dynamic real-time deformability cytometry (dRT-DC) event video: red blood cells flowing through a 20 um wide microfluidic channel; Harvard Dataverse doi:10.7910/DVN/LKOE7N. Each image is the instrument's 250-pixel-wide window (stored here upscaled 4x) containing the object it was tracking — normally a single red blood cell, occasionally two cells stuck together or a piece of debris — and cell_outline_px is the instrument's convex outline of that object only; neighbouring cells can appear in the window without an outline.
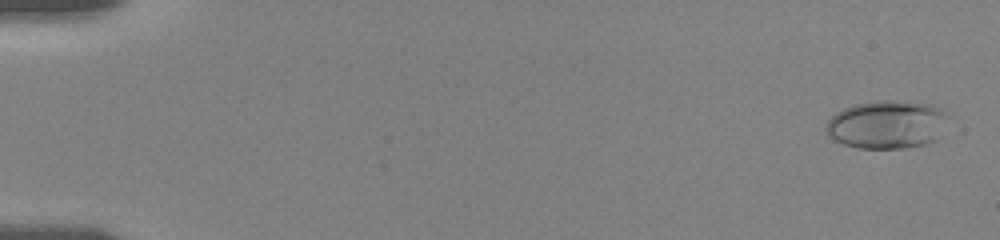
{"species": "human", "species_latin": "Homo sapiens", "temperature_condition": "room temperature", "stored_images_in_passage": 56, "camera_frame_rate_fps": 3000, "um_per_image_px": 0.085, "donor": {"sex": "female"}, "frame": {"image": 1, "passage_image": 2, "time_ms": 0.333, "image_size_px": [1000, 240], "cell_outline_px": [[948, 116], [936, 140], [928, 144], [904, 148], [860, 148], [844, 144], [832, 140], [828, 136], [824, 128], [828, 120], [836, 112], [844, 108], [856, 104], [876, 100], [888, 100], [932, 104], [948, 112]], "centroid_in_image_um": [75.37, 10.58], "position_along_channel_um": 9.6, "area_um2": 34.51}}
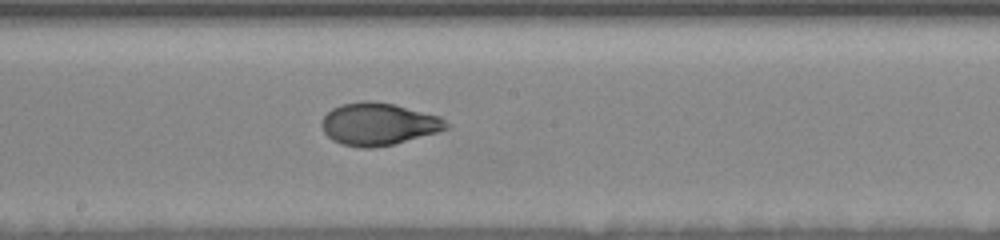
{"frame": {"image": 2, "passage_image": 32, "time_ms": 10.333, "image_size_px": [1000, 240], "cell_outline_px": [[452, 124], [448, 128], [436, 132], [392, 144], [376, 148], [360, 148], [344, 144], [332, 140], [324, 132], [320, 124], [324, 116], [332, 108], [340, 104], [360, 100], [372, 100], [392, 104], [440, 116]], "centroid_in_image_um": [32.15, 10.53], "position_along_channel_um": 216.1, "area_um2": 30.75}}
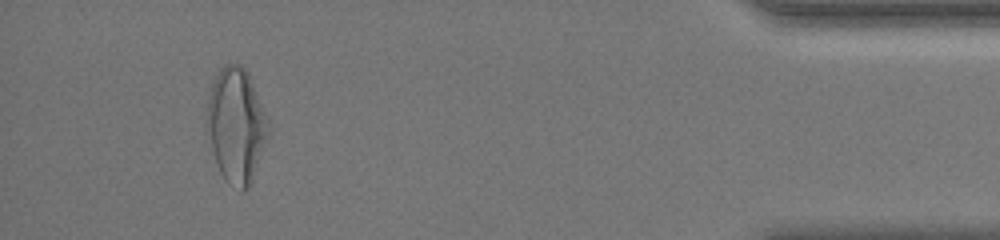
{"frame": {"image": 3, "passage_image": 53, "time_ms": 17.333, "image_size_px": [1000, 240], "cell_outline_px": [[268, 136], [252, 180], [248, 188], [240, 192], [228, 184], [224, 180], [216, 164], [204, 128], [208, 100], [212, 84], [216, 72], [224, 64], [240, 64], [248, 72], [268, 120]], "centroid_in_image_um": [20.03, 10.67], "position_along_channel_um": 415.2, "area_um2": 41.38}, "authors_computed_cell_mechanics": {"area_um2": 30.7496, "velocity_mm_per_s": 3.6191, "shape_relaxation_time_tau1_ms": 6.2594, "shape_relaxation_time_tau2_ms": 1.1789, "deformation_change_tau1": 0.2024, "deformation_change_tau2": 0.0584}}